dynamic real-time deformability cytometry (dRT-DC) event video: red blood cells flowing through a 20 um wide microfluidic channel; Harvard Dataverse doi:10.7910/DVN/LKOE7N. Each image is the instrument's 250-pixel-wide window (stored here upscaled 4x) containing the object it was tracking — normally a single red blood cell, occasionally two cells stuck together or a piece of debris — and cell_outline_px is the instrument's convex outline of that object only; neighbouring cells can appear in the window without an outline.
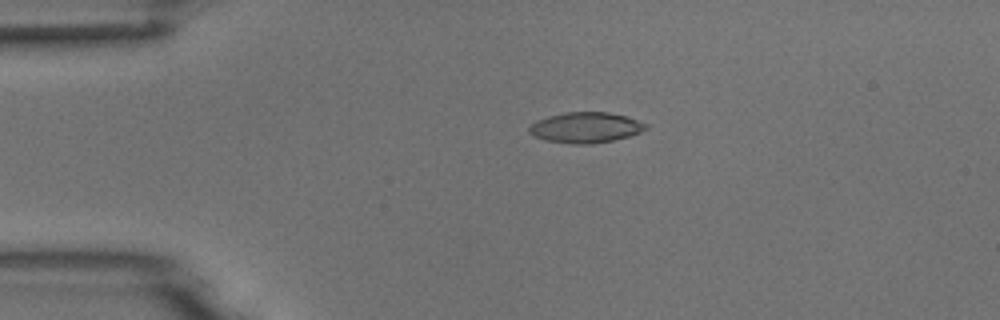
{"species": "common noctule bat (a hibernating species)", "species_latin": "Nyctalus noctula", "temperature_condition": "room temperature", "stored_images_in_passage": 54, "camera_frame_rate_fps": 3000, "um_per_image_px": 0.085, "animal": {"sex": "male", "body_mass_g": 18.8}, "frame": {"image": 1, "passage_image": 12, "time_ms": 3.667, "image_size_px": [1000, 320], "cell_outline_px": [[648, 128], [640, 132], [628, 136], [612, 140], [592, 144], [572, 144], [544, 140], [532, 136], [528, 132], [528, 128], [536, 120], [548, 116], [564, 112], [608, 112], [628, 116], [648, 124]], "centroid_in_image_um": [49.76, 10.84], "position_along_channel_um": 35.2, "area_um2": 20.98}}
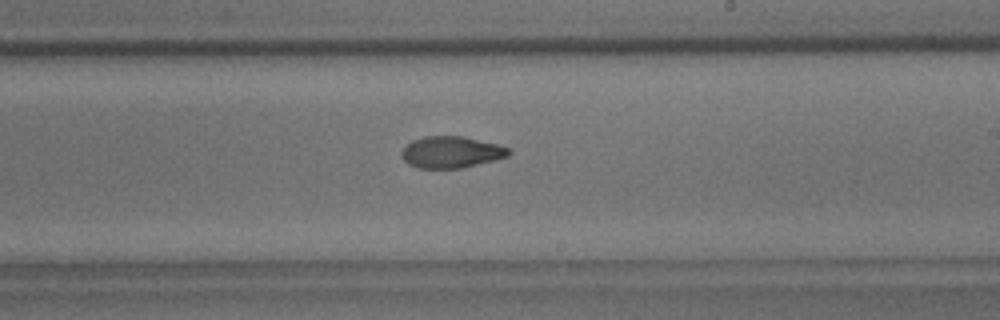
{"frame": {"image": 2, "passage_image": 32, "time_ms": 10.333, "image_size_px": [1000, 320], "cell_outline_px": [[512, 152], [508, 156], [496, 160], [460, 168], [416, 168], [408, 164], [400, 156], [400, 152], [412, 140], [424, 136], [464, 136], [496, 144], [508, 148]], "centroid_in_image_um": [38.33, 12.93], "position_along_channel_um": 250.7, "area_um2": 19.77}}
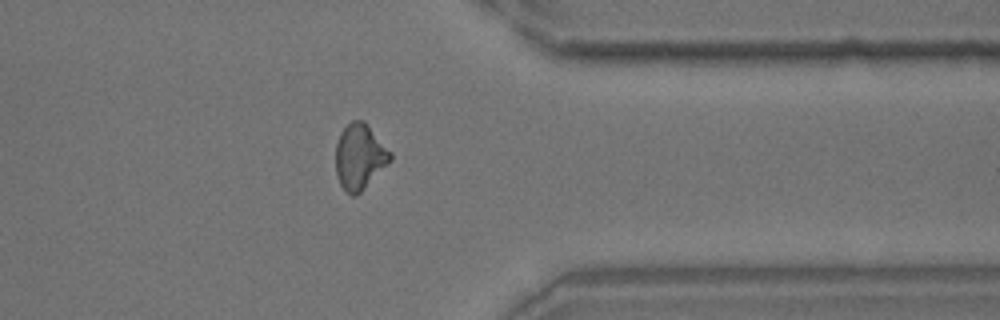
{"frame": {"image": 3, "passage_image": 43, "time_ms": 14.0, "image_size_px": [1000, 320], "cell_outline_px": [[392, 160], [356, 196], [352, 196], [340, 184], [336, 176], [336, 144], [340, 132], [352, 120], [364, 120], [368, 124], [392, 152]], "centroid_in_image_um": [30.58, 13.29], "position_along_channel_um": 380.8, "area_um2": 20.87}}